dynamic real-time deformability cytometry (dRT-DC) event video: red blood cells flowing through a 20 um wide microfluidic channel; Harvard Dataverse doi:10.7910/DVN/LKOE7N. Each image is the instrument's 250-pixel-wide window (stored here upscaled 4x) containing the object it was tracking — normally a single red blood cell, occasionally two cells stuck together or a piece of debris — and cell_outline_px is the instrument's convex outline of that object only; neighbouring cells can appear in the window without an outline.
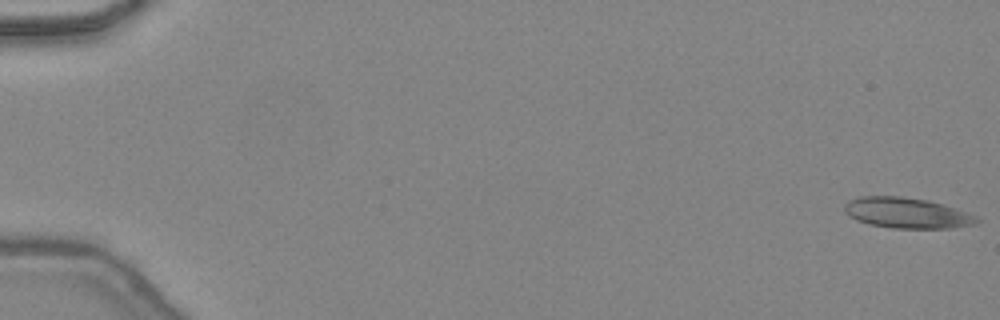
{"species": "common noctule bat (a hibernating species)", "species_latin": "Nyctalus noctula", "temperature_condition": "warm", "stored_images_in_passage": 47, "camera_frame_rate_fps": 3000, "um_per_image_px": 0.085, "animal": {"sex": "female", "body_mass_g": 24.6, "forearm_length_mm": 56.2}, "frame": {"image": 1, "passage_image": 1, "time_ms": 0.0, "image_size_px": [1000, 320], "cell_outline_px": [[980, 220], [976, 224], [952, 228], [892, 228], [868, 224], [856, 220], [848, 216], [844, 212], [844, 204], [848, 200], [860, 196], [900, 196], [928, 200], [956, 208], [976, 216]], "centroid_in_image_um": [77.05, 18.1], "position_along_channel_um": 8.0, "area_um2": 23.76}}
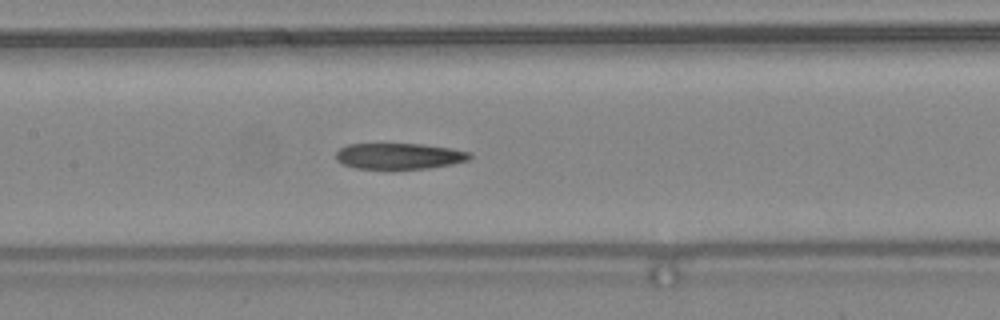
{"frame": {"image": 2, "passage_image": 24, "time_ms": 7.667, "image_size_px": [1000, 320], "cell_outline_px": [[472, 156], [468, 160], [452, 164], [428, 168], [392, 172], [356, 168], [344, 164], [336, 160], [336, 152], [340, 148], [348, 144], [420, 144], [452, 148], [472, 152]], "centroid_in_image_um": [33.93, 13.31], "position_along_channel_um": 173.5, "area_um2": 21.15}}
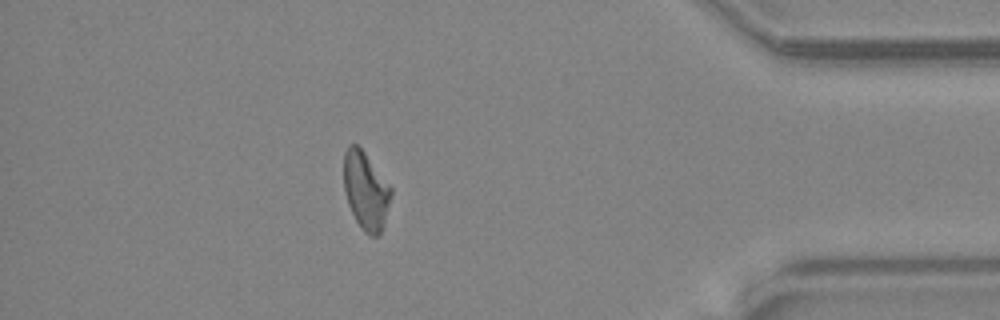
{"frame": {"image": 3, "passage_image": 42, "time_ms": 13.667, "image_size_px": [1000, 320], "cell_outline_px": [[392, 192], [384, 220], [380, 232], [376, 236], [368, 236], [364, 232], [356, 220], [348, 204], [344, 192], [344, 152], [348, 144], [356, 144], [364, 152], [392, 188]], "centroid_in_image_um": [31.06, 16.19], "position_along_channel_um": 404.1, "area_um2": 21.1}, "authors_computed_cell_mechanics": {"area_um2": 22.0796, "velocity_mm_per_s": 4.4766, "shape_relaxation_time_tau1_ms": null, "shape_relaxation_time_tau2_ms": 3.0507, "deformation_change_tau1": null, "deformation_change_tau2": 0.1322}}